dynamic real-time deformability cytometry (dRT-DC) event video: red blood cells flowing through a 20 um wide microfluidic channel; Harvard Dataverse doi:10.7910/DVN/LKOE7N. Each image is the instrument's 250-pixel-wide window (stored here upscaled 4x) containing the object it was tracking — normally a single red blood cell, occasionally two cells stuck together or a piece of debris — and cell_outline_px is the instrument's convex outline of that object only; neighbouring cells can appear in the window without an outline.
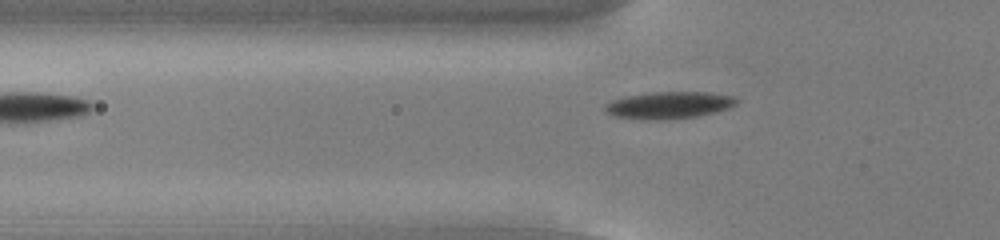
{"species": "common noctule bat (a hibernating species)", "species_latin": "Nyctalus noctula", "temperature_condition": "cold", "stored_images_in_passage": 32, "camera_frame_rate_fps": 3000, "um_per_image_px": 0.085, "animal": {"sex": "male", "body_mass_g": 13.0, "forearm_length_mm": 53.1}, "frame": {"image": 1, "passage_image": 2, "time_ms": 0.333, "image_size_px": [1000, 240], "cell_outline_px": [[740, 100], [736, 104], [728, 108], [716, 112], [696, 116], [664, 120], [640, 120], [612, 116], [604, 112], [604, 104], [612, 100], [628, 96], [652, 92], [708, 92], [732, 96]], "centroid_in_image_um": [56.82, 8.95], "position_along_channel_um": 69.0, "area_um2": 20.92}}
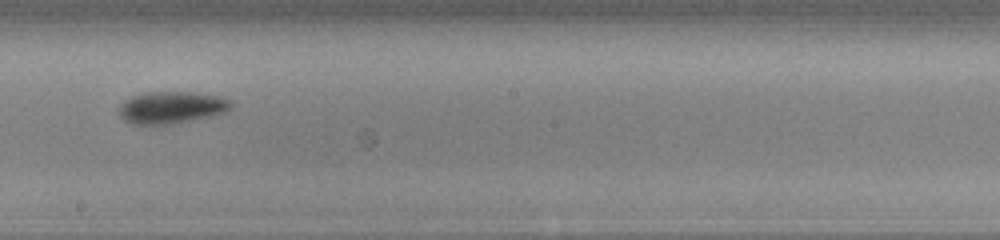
{"frame": {"image": 2, "passage_image": 15, "time_ms": 4.667, "image_size_px": [1000, 240], "cell_outline_px": [[232, 108], [224, 112], [212, 116], [172, 124], [132, 124], [124, 120], [120, 116], [120, 104], [124, 100], [132, 96], [144, 92], [192, 92], [216, 96], [232, 100]], "centroid_in_image_um": [14.57, 9.13], "position_along_channel_um": 233.6, "area_um2": 20.92}}
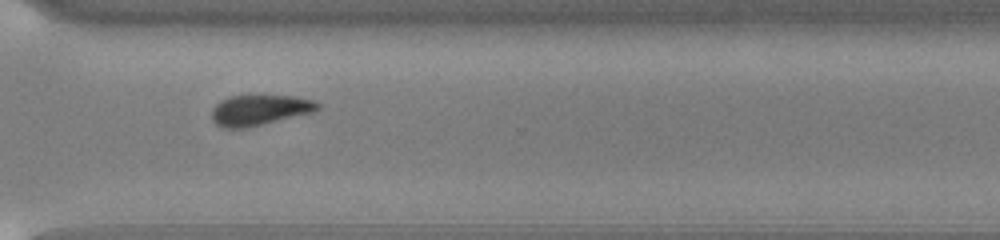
{"frame": {"image": 3, "passage_image": 24, "time_ms": 7.667, "image_size_px": [1000, 240], "cell_outline_px": [[320, 108], [312, 112], [244, 128], [224, 128], [216, 124], [212, 120], [212, 108], [220, 100], [228, 96], [296, 96], [312, 100], [320, 104]], "centroid_in_image_um": [22.02, 9.35], "position_along_channel_um": 348.6, "area_um2": 18.55}, "authors_computed_cell_mechanics": {"area_um2": 19.9699, "velocity_mm_per_s": 3.8305, "shape_relaxation_time_tau1_ms": 1.7008, "shape_relaxation_time_tau2_ms": null, "deformation_change_tau1": 0.1128, "deformation_change_tau2": null}}